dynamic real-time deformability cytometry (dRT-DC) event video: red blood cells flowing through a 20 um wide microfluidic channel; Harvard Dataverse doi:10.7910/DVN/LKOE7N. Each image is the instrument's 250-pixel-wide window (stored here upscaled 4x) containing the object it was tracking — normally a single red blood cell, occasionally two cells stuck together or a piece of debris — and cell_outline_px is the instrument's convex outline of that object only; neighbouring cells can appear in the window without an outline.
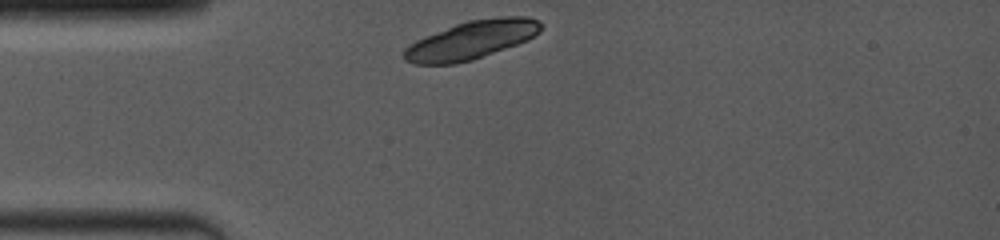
{"species": "common noctule bat (a hibernating species)", "species_latin": "Nyctalus noctula", "temperature_condition": "room temperature", "stored_images_in_passage": 3, "camera_frame_rate_fps": 4000, "um_per_image_px": 0.085, "animal": {"sex": "female", "body_mass_g": 19.0, "forearm_length_mm": 53.3}, "frame": {"image": 1, "passage_image": 1, "time_ms": 0.0, "image_size_px": [1000, 240], "cell_outline_px": [[544, 24], [540, 32], [528, 40], [472, 60], [456, 64], [412, 64], [404, 60], [404, 48], [416, 40], [424, 36], [456, 24], [468, 20], [500, 16], [528, 16]], "centroid_in_image_um": [40.08, 3.39], "position_along_channel_um": 44.9, "area_um2": 30.69}}